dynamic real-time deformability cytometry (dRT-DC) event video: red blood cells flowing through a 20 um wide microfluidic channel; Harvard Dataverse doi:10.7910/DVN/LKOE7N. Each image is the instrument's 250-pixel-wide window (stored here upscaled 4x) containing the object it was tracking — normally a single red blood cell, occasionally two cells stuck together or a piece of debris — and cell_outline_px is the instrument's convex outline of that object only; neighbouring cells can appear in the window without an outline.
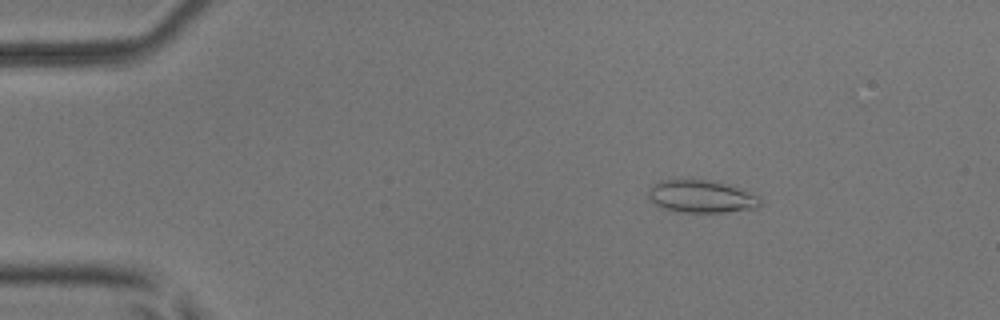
{"species": "common noctule bat (a hibernating species)", "species_latin": "Nyctalus noctula", "temperature_condition": "room temperature", "stored_images_in_passage": 52, "camera_frame_rate_fps": 3000, "um_per_image_px": 0.085, "animal": {"sex": "male", "body_mass_g": 17.9, "forearm_length_mm": 54.2}, "frame": {"image": 1, "passage_image": 8, "time_ms": 2.333, "image_size_px": [1000, 320], "cell_outline_px": [[760, 204], [756, 208], [724, 212], [676, 212], [664, 208], [656, 204], [648, 196], [648, 188], [652, 184], [660, 180], [680, 176], [712, 180], [732, 184], [744, 188], [756, 196], [760, 200]], "centroid_in_image_um": [59.57, 16.63], "position_along_channel_um": 25.4, "area_um2": 22.14}}
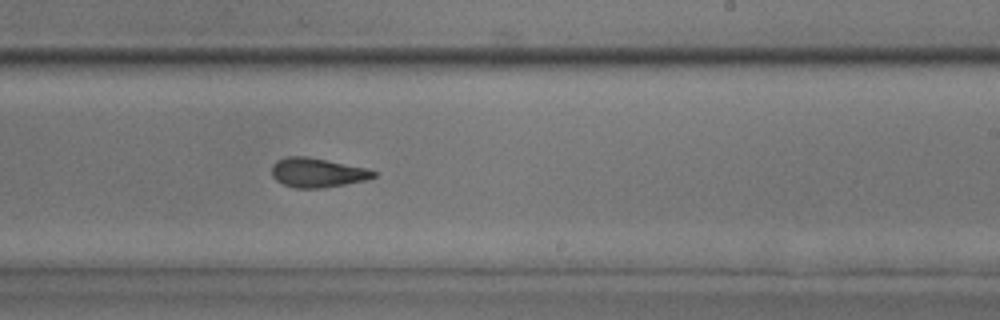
{"frame": {"image": 2, "passage_image": 32, "time_ms": 10.333, "image_size_px": [1000, 320], "cell_outline_px": [[376, 176], [364, 180], [324, 188], [296, 188], [284, 184], [276, 180], [272, 176], [272, 164], [276, 160], [284, 156], [308, 156], [368, 168], [376, 172]], "centroid_in_image_um": [26.95, 14.66], "position_along_channel_um": 262.1, "area_um2": 17.51}}
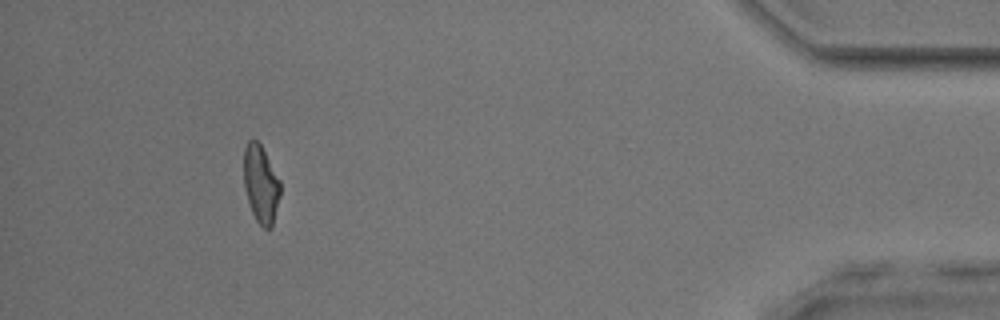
{"frame": {"image": 3, "passage_image": 48, "time_ms": 15.667, "image_size_px": [1000, 320], "cell_outline_px": [[280, 196], [272, 228], [264, 228], [256, 220], [252, 212], [244, 188], [244, 148], [248, 140], [256, 140], [260, 144], [280, 180]], "centroid_in_image_um": [22.17, 15.66], "position_along_channel_um": 413.0, "area_um2": 16.42}, "authors_computed_cell_mechanics": {"area_um2": 17.6868, "velocity_mm_per_s": 3.9519, "shape_relaxation_time_tau1_ms": 6.5667, "shape_relaxation_time_tau2_ms": 2.3512, "deformation_change_tau1": 0.1872, "deformation_change_tau2": 0.1074}}